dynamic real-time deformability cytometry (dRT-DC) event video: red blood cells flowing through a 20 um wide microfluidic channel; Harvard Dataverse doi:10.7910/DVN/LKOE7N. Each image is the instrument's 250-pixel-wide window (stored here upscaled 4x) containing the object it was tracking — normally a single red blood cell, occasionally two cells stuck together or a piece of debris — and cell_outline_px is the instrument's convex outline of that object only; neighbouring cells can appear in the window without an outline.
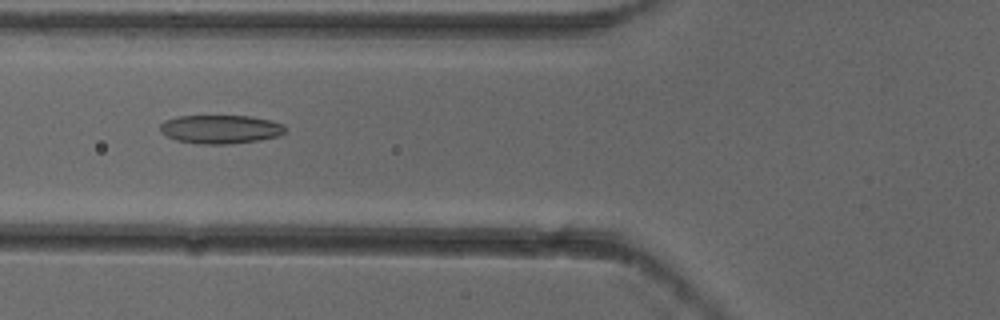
{"species": "common noctule bat (a hibernating species)", "species_latin": "Nyctalus noctula", "temperature_condition": "cold", "stored_images_in_passage": 6, "camera_frame_rate_fps": 3000, "um_per_image_px": 0.085, "animal": {"sex": "female"}, "frame": {"image": 1, "passage_image": 6, "time_ms": 1.667, "image_size_px": [1000, 320], "cell_outline_px": [[288, 128], [280, 136], [260, 140], [228, 144], [200, 144], [176, 140], [160, 132], [160, 124], [164, 120], [176, 116], [252, 116], [272, 120], [284, 124]], "centroid_in_image_um": [18.78, 10.98], "position_along_channel_um": 107.0, "area_um2": 21.15}}